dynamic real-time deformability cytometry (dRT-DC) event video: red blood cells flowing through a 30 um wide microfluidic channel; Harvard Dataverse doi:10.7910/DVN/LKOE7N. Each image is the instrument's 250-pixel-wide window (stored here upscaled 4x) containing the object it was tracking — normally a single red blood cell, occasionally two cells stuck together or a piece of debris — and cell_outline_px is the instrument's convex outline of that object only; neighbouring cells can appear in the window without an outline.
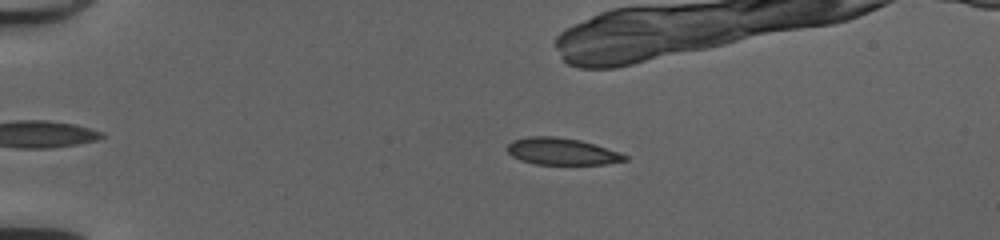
{"species": "common noctule bat (a hibernating species)", "species_latin": "Nyctalus noctula", "temperature_condition": "cold", "stored_images_in_passage": 41, "camera_frame_rate_fps": 3000, "um_per_image_px": 0.085, "animal": {"sex": "female", "body_mass_g": 20.0, "forearm_length_mm": 54.0}, "frame": {"image": 1, "passage_image": 9, "time_ms": 2.667, "image_size_px": [1000, 240], "cell_outline_px": [[628, 160], [604, 164], [536, 164], [520, 160], [512, 156], [508, 152], [508, 144], [512, 140], [528, 136], [556, 136], [580, 140], [620, 152], [628, 156]], "centroid_in_image_um": [47.75, 12.87], "position_along_channel_um": 37.3, "area_um2": 18.38}}
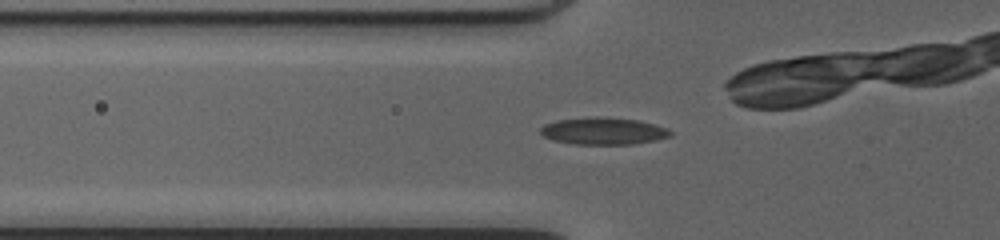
{"frame": {"image": 2, "passage_image": 16, "time_ms": 5.0, "image_size_px": [1000, 240], "cell_outline_px": [[672, 136], [656, 140], [632, 144], [572, 144], [552, 140], [544, 136], [540, 132], [540, 128], [544, 124], [556, 120], [596, 116], [640, 120], [656, 124], [668, 128], [672, 132]], "centroid_in_image_um": [51.3, 11.13], "position_along_channel_um": 74.5, "area_um2": 20.75}}
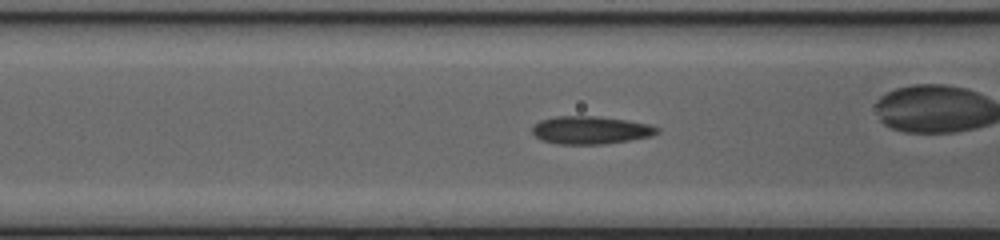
{"frame": {"image": 3, "passage_image": 19, "time_ms": 6.0, "image_size_px": [1000, 240], "cell_outline_px": [[660, 132], [652, 136], [604, 144], [556, 144], [540, 140], [532, 132], [532, 128], [540, 120], [552, 116], [600, 116], [628, 120], [648, 124], [660, 128]], "centroid_in_image_um": [50.2, 11.05], "position_along_channel_um": 116.4, "area_um2": 20.46}, "authors_computed_cell_mechanics": {"area_um2": 19.074, "velocity_mm_per_s": 4.193, "shape_relaxation_time_tau1_ms": null, "shape_relaxation_time_tau2_ms": 1.3115, "deformation_change_tau1": null, "deformation_change_tau2": 0.0819}}